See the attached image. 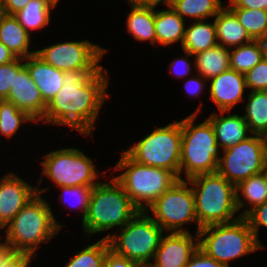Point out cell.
<instances>
[{"instance_id": "cell-49", "label": "cell", "mask_w": 267, "mask_h": 267, "mask_svg": "<svg viewBox=\"0 0 267 267\" xmlns=\"http://www.w3.org/2000/svg\"><path fill=\"white\" fill-rule=\"evenodd\" d=\"M139 267H159L158 265H156L154 262H143L139 264Z\"/></svg>"}, {"instance_id": "cell-12", "label": "cell", "mask_w": 267, "mask_h": 267, "mask_svg": "<svg viewBox=\"0 0 267 267\" xmlns=\"http://www.w3.org/2000/svg\"><path fill=\"white\" fill-rule=\"evenodd\" d=\"M217 172L237 186L241 181L265 170L267 163V137L253 135L248 139L221 150Z\"/></svg>"}, {"instance_id": "cell-30", "label": "cell", "mask_w": 267, "mask_h": 267, "mask_svg": "<svg viewBox=\"0 0 267 267\" xmlns=\"http://www.w3.org/2000/svg\"><path fill=\"white\" fill-rule=\"evenodd\" d=\"M230 69L246 74L263 59L262 48L258 40L229 49Z\"/></svg>"}, {"instance_id": "cell-42", "label": "cell", "mask_w": 267, "mask_h": 267, "mask_svg": "<svg viewBox=\"0 0 267 267\" xmlns=\"http://www.w3.org/2000/svg\"><path fill=\"white\" fill-rule=\"evenodd\" d=\"M208 81L205 78H203L201 75H198L197 77H192L187 79L185 81V91L192 96L198 97L201 95L202 90L205 88V82Z\"/></svg>"}, {"instance_id": "cell-22", "label": "cell", "mask_w": 267, "mask_h": 267, "mask_svg": "<svg viewBox=\"0 0 267 267\" xmlns=\"http://www.w3.org/2000/svg\"><path fill=\"white\" fill-rule=\"evenodd\" d=\"M154 24L156 32V45H170L183 42L186 31L185 19L181 18L172 8L157 11L154 9Z\"/></svg>"}, {"instance_id": "cell-7", "label": "cell", "mask_w": 267, "mask_h": 267, "mask_svg": "<svg viewBox=\"0 0 267 267\" xmlns=\"http://www.w3.org/2000/svg\"><path fill=\"white\" fill-rule=\"evenodd\" d=\"M198 248L229 267L230 261L263 247L257 242L248 221L241 217L230 223L202 227L198 233Z\"/></svg>"}, {"instance_id": "cell-34", "label": "cell", "mask_w": 267, "mask_h": 267, "mask_svg": "<svg viewBox=\"0 0 267 267\" xmlns=\"http://www.w3.org/2000/svg\"><path fill=\"white\" fill-rule=\"evenodd\" d=\"M63 193L60 195V199L64 197H67V195L71 198L69 200L63 201L62 202H71L72 208L79 207L81 208L80 210L83 211V216L82 220L85 218L88 210V205H89V199H90V194L92 191L93 187H83V186H73V187H66V186H61L59 187ZM64 195V196H63ZM72 196V197H71ZM74 198V199H73ZM70 205V204H69Z\"/></svg>"}, {"instance_id": "cell-41", "label": "cell", "mask_w": 267, "mask_h": 267, "mask_svg": "<svg viewBox=\"0 0 267 267\" xmlns=\"http://www.w3.org/2000/svg\"><path fill=\"white\" fill-rule=\"evenodd\" d=\"M103 267H139V263L121 257L115 254L112 250L106 253Z\"/></svg>"}, {"instance_id": "cell-21", "label": "cell", "mask_w": 267, "mask_h": 267, "mask_svg": "<svg viewBox=\"0 0 267 267\" xmlns=\"http://www.w3.org/2000/svg\"><path fill=\"white\" fill-rule=\"evenodd\" d=\"M0 42L4 44L16 58L26 59L36 53L29 51L30 33H28L13 15L2 18L0 23Z\"/></svg>"}, {"instance_id": "cell-1", "label": "cell", "mask_w": 267, "mask_h": 267, "mask_svg": "<svg viewBox=\"0 0 267 267\" xmlns=\"http://www.w3.org/2000/svg\"><path fill=\"white\" fill-rule=\"evenodd\" d=\"M108 83L105 68L65 71L63 86L47 104L43 122L93 135L100 109L109 98Z\"/></svg>"}, {"instance_id": "cell-47", "label": "cell", "mask_w": 267, "mask_h": 267, "mask_svg": "<svg viewBox=\"0 0 267 267\" xmlns=\"http://www.w3.org/2000/svg\"><path fill=\"white\" fill-rule=\"evenodd\" d=\"M258 41L262 48L263 59L267 60V35L263 38H260Z\"/></svg>"}, {"instance_id": "cell-8", "label": "cell", "mask_w": 267, "mask_h": 267, "mask_svg": "<svg viewBox=\"0 0 267 267\" xmlns=\"http://www.w3.org/2000/svg\"><path fill=\"white\" fill-rule=\"evenodd\" d=\"M181 120L158 127L125 152L137 163L163 168L180 179Z\"/></svg>"}, {"instance_id": "cell-26", "label": "cell", "mask_w": 267, "mask_h": 267, "mask_svg": "<svg viewBox=\"0 0 267 267\" xmlns=\"http://www.w3.org/2000/svg\"><path fill=\"white\" fill-rule=\"evenodd\" d=\"M194 66L198 74L209 81L224 71L230 69L229 49L217 45L194 55Z\"/></svg>"}, {"instance_id": "cell-6", "label": "cell", "mask_w": 267, "mask_h": 267, "mask_svg": "<svg viewBox=\"0 0 267 267\" xmlns=\"http://www.w3.org/2000/svg\"><path fill=\"white\" fill-rule=\"evenodd\" d=\"M114 169L125 170L114 178L140 211H146L157 198L180 180L169 170L137 163L125 151Z\"/></svg>"}, {"instance_id": "cell-38", "label": "cell", "mask_w": 267, "mask_h": 267, "mask_svg": "<svg viewBox=\"0 0 267 267\" xmlns=\"http://www.w3.org/2000/svg\"><path fill=\"white\" fill-rule=\"evenodd\" d=\"M33 256L25 253L8 252L0 261V267H29Z\"/></svg>"}, {"instance_id": "cell-2", "label": "cell", "mask_w": 267, "mask_h": 267, "mask_svg": "<svg viewBox=\"0 0 267 267\" xmlns=\"http://www.w3.org/2000/svg\"><path fill=\"white\" fill-rule=\"evenodd\" d=\"M47 190L48 188L37 187V194L4 228L6 231L4 243L9 252L33 256L41 243L49 242L63 227L56 221L49 203L40 195Z\"/></svg>"}, {"instance_id": "cell-37", "label": "cell", "mask_w": 267, "mask_h": 267, "mask_svg": "<svg viewBox=\"0 0 267 267\" xmlns=\"http://www.w3.org/2000/svg\"><path fill=\"white\" fill-rule=\"evenodd\" d=\"M244 218L248 221L257 242L264 248V245L259 240L260 238H258V230L260 226L267 227V201L255 207Z\"/></svg>"}, {"instance_id": "cell-43", "label": "cell", "mask_w": 267, "mask_h": 267, "mask_svg": "<svg viewBox=\"0 0 267 267\" xmlns=\"http://www.w3.org/2000/svg\"><path fill=\"white\" fill-rule=\"evenodd\" d=\"M229 8H246L267 10V0H229Z\"/></svg>"}, {"instance_id": "cell-45", "label": "cell", "mask_w": 267, "mask_h": 267, "mask_svg": "<svg viewBox=\"0 0 267 267\" xmlns=\"http://www.w3.org/2000/svg\"><path fill=\"white\" fill-rule=\"evenodd\" d=\"M133 1L134 3L141 5V6H145V7H149L152 9H155V7L162 2L163 4H165V6H167V8H171L173 5L174 0H130Z\"/></svg>"}, {"instance_id": "cell-52", "label": "cell", "mask_w": 267, "mask_h": 267, "mask_svg": "<svg viewBox=\"0 0 267 267\" xmlns=\"http://www.w3.org/2000/svg\"><path fill=\"white\" fill-rule=\"evenodd\" d=\"M264 173H265V175H266V177H267V163H266V166H265Z\"/></svg>"}, {"instance_id": "cell-44", "label": "cell", "mask_w": 267, "mask_h": 267, "mask_svg": "<svg viewBox=\"0 0 267 267\" xmlns=\"http://www.w3.org/2000/svg\"><path fill=\"white\" fill-rule=\"evenodd\" d=\"M31 0H2V6L7 15H14L22 10Z\"/></svg>"}, {"instance_id": "cell-16", "label": "cell", "mask_w": 267, "mask_h": 267, "mask_svg": "<svg viewBox=\"0 0 267 267\" xmlns=\"http://www.w3.org/2000/svg\"><path fill=\"white\" fill-rule=\"evenodd\" d=\"M7 100L26 112L36 123L44 118L47 104L25 65L15 74Z\"/></svg>"}, {"instance_id": "cell-18", "label": "cell", "mask_w": 267, "mask_h": 267, "mask_svg": "<svg viewBox=\"0 0 267 267\" xmlns=\"http://www.w3.org/2000/svg\"><path fill=\"white\" fill-rule=\"evenodd\" d=\"M227 111H219V114L212 113L206 119L211 123L217 144L222 150L235 146L238 143L248 139L250 130L243 116L237 114H224Z\"/></svg>"}, {"instance_id": "cell-51", "label": "cell", "mask_w": 267, "mask_h": 267, "mask_svg": "<svg viewBox=\"0 0 267 267\" xmlns=\"http://www.w3.org/2000/svg\"><path fill=\"white\" fill-rule=\"evenodd\" d=\"M54 9L60 0H46Z\"/></svg>"}, {"instance_id": "cell-29", "label": "cell", "mask_w": 267, "mask_h": 267, "mask_svg": "<svg viewBox=\"0 0 267 267\" xmlns=\"http://www.w3.org/2000/svg\"><path fill=\"white\" fill-rule=\"evenodd\" d=\"M52 6L46 0H31L22 10L13 16L29 33L42 29L50 23Z\"/></svg>"}, {"instance_id": "cell-31", "label": "cell", "mask_w": 267, "mask_h": 267, "mask_svg": "<svg viewBox=\"0 0 267 267\" xmlns=\"http://www.w3.org/2000/svg\"><path fill=\"white\" fill-rule=\"evenodd\" d=\"M35 122L26 112L8 100H0V134L12 137L22 123Z\"/></svg>"}, {"instance_id": "cell-25", "label": "cell", "mask_w": 267, "mask_h": 267, "mask_svg": "<svg viewBox=\"0 0 267 267\" xmlns=\"http://www.w3.org/2000/svg\"><path fill=\"white\" fill-rule=\"evenodd\" d=\"M132 10L127 16V31L137 41L149 40L156 46V32L154 24V9L138 5L128 0Z\"/></svg>"}, {"instance_id": "cell-17", "label": "cell", "mask_w": 267, "mask_h": 267, "mask_svg": "<svg viewBox=\"0 0 267 267\" xmlns=\"http://www.w3.org/2000/svg\"><path fill=\"white\" fill-rule=\"evenodd\" d=\"M209 80L210 99L216 104L218 111L229 112L244 100V91L247 89L244 74L228 69Z\"/></svg>"}, {"instance_id": "cell-35", "label": "cell", "mask_w": 267, "mask_h": 267, "mask_svg": "<svg viewBox=\"0 0 267 267\" xmlns=\"http://www.w3.org/2000/svg\"><path fill=\"white\" fill-rule=\"evenodd\" d=\"M22 60L24 59L16 58L10 63L0 65V100L8 99L15 74L24 66Z\"/></svg>"}, {"instance_id": "cell-5", "label": "cell", "mask_w": 267, "mask_h": 267, "mask_svg": "<svg viewBox=\"0 0 267 267\" xmlns=\"http://www.w3.org/2000/svg\"><path fill=\"white\" fill-rule=\"evenodd\" d=\"M200 111L198 108L181 120L180 180L182 172L188 180L199 174L215 173L218 169L220 147L211 123L205 119L194 126V120Z\"/></svg>"}, {"instance_id": "cell-50", "label": "cell", "mask_w": 267, "mask_h": 267, "mask_svg": "<svg viewBox=\"0 0 267 267\" xmlns=\"http://www.w3.org/2000/svg\"><path fill=\"white\" fill-rule=\"evenodd\" d=\"M5 11L3 9V6H2V0H0V23H1V20L2 18L5 16Z\"/></svg>"}, {"instance_id": "cell-13", "label": "cell", "mask_w": 267, "mask_h": 267, "mask_svg": "<svg viewBox=\"0 0 267 267\" xmlns=\"http://www.w3.org/2000/svg\"><path fill=\"white\" fill-rule=\"evenodd\" d=\"M108 52L102 46L88 40L66 41L37 49L36 54L49 65L65 71L102 69L100 61Z\"/></svg>"}, {"instance_id": "cell-14", "label": "cell", "mask_w": 267, "mask_h": 267, "mask_svg": "<svg viewBox=\"0 0 267 267\" xmlns=\"http://www.w3.org/2000/svg\"><path fill=\"white\" fill-rule=\"evenodd\" d=\"M37 194L34 187L11 172L0 180V230Z\"/></svg>"}, {"instance_id": "cell-36", "label": "cell", "mask_w": 267, "mask_h": 267, "mask_svg": "<svg viewBox=\"0 0 267 267\" xmlns=\"http://www.w3.org/2000/svg\"><path fill=\"white\" fill-rule=\"evenodd\" d=\"M246 87L253 91L267 89V60L262 59L245 74Z\"/></svg>"}, {"instance_id": "cell-28", "label": "cell", "mask_w": 267, "mask_h": 267, "mask_svg": "<svg viewBox=\"0 0 267 267\" xmlns=\"http://www.w3.org/2000/svg\"><path fill=\"white\" fill-rule=\"evenodd\" d=\"M223 7L221 0H174L171 8L183 19L198 21L215 17Z\"/></svg>"}, {"instance_id": "cell-46", "label": "cell", "mask_w": 267, "mask_h": 267, "mask_svg": "<svg viewBox=\"0 0 267 267\" xmlns=\"http://www.w3.org/2000/svg\"><path fill=\"white\" fill-rule=\"evenodd\" d=\"M15 59V55L0 42V65L10 63Z\"/></svg>"}, {"instance_id": "cell-24", "label": "cell", "mask_w": 267, "mask_h": 267, "mask_svg": "<svg viewBox=\"0 0 267 267\" xmlns=\"http://www.w3.org/2000/svg\"><path fill=\"white\" fill-rule=\"evenodd\" d=\"M218 45L216 28L213 23L198 20L186 27L182 50L192 55L206 51Z\"/></svg>"}, {"instance_id": "cell-27", "label": "cell", "mask_w": 267, "mask_h": 267, "mask_svg": "<svg viewBox=\"0 0 267 267\" xmlns=\"http://www.w3.org/2000/svg\"><path fill=\"white\" fill-rule=\"evenodd\" d=\"M245 115L250 134L267 137V96L264 91H249Z\"/></svg>"}, {"instance_id": "cell-11", "label": "cell", "mask_w": 267, "mask_h": 267, "mask_svg": "<svg viewBox=\"0 0 267 267\" xmlns=\"http://www.w3.org/2000/svg\"><path fill=\"white\" fill-rule=\"evenodd\" d=\"M41 161L42 175L49 177L57 187H94L98 173L92 159L76 148H63L45 154Z\"/></svg>"}, {"instance_id": "cell-39", "label": "cell", "mask_w": 267, "mask_h": 267, "mask_svg": "<svg viewBox=\"0 0 267 267\" xmlns=\"http://www.w3.org/2000/svg\"><path fill=\"white\" fill-rule=\"evenodd\" d=\"M185 267H225L215 259L206 255L201 249H197Z\"/></svg>"}, {"instance_id": "cell-9", "label": "cell", "mask_w": 267, "mask_h": 267, "mask_svg": "<svg viewBox=\"0 0 267 267\" xmlns=\"http://www.w3.org/2000/svg\"><path fill=\"white\" fill-rule=\"evenodd\" d=\"M119 234L108 233L102 238L108 239L110 250L115 254L140 264L153 259L164 230L148 212L140 211L120 229Z\"/></svg>"}, {"instance_id": "cell-19", "label": "cell", "mask_w": 267, "mask_h": 267, "mask_svg": "<svg viewBox=\"0 0 267 267\" xmlns=\"http://www.w3.org/2000/svg\"><path fill=\"white\" fill-rule=\"evenodd\" d=\"M24 65L38 87L43 101L48 104L63 86L64 72L57 69L36 53L24 59Z\"/></svg>"}, {"instance_id": "cell-32", "label": "cell", "mask_w": 267, "mask_h": 267, "mask_svg": "<svg viewBox=\"0 0 267 267\" xmlns=\"http://www.w3.org/2000/svg\"><path fill=\"white\" fill-rule=\"evenodd\" d=\"M110 250L108 239L102 238L82 249L65 267H103L106 253Z\"/></svg>"}, {"instance_id": "cell-15", "label": "cell", "mask_w": 267, "mask_h": 267, "mask_svg": "<svg viewBox=\"0 0 267 267\" xmlns=\"http://www.w3.org/2000/svg\"><path fill=\"white\" fill-rule=\"evenodd\" d=\"M170 232L162 236L153 260L159 267H185L198 249V234Z\"/></svg>"}, {"instance_id": "cell-48", "label": "cell", "mask_w": 267, "mask_h": 267, "mask_svg": "<svg viewBox=\"0 0 267 267\" xmlns=\"http://www.w3.org/2000/svg\"><path fill=\"white\" fill-rule=\"evenodd\" d=\"M8 252H9V250L7 249L6 244L4 242L0 241V261Z\"/></svg>"}, {"instance_id": "cell-10", "label": "cell", "mask_w": 267, "mask_h": 267, "mask_svg": "<svg viewBox=\"0 0 267 267\" xmlns=\"http://www.w3.org/2000/svg\"><path fill=\"white\" fill-rule=\"evenodd\" d=\"M189 185L185 179L178 180L146 210V212L152 211L151 218L164 231L189 232L182 226L190 222L197 223L195 233L198 234L201 230L195 211L194 194Z\"/></svg>"}, {"instance_id": "cell-23", "label": "cell", "mask_w": 267, "mask_h": 267, "mask_svg": "<svg viewBox=\"0 0 267 267\" xmlns=\"http://www.w3.org/2000/svg\"><path fill=\"white\" fill-rule=\"evenodd\" d=\"M241 197L251 206L248 210H243V212L239 214L241 217H245L255 207L262 205L267 201V177L264 171L252 175L236 186V204L238 211L243 207H248Z\"/></svg>"}, {"instance_id": "cell-20", "label": "cell", "mask_w": 267, "mask_h": 267, "mask_svg": "<svg viewBox=\"0 0 267 267\" xmlns=\"http://www.w3.org/2000/svg\"><path fill=\"white\" fill-rule=\"evenodd\" d=\"M214 18L218 45L232 49L253 41L228 6H224Z\"/></svg>"}, {"instance_id": "cell-4", "label": "cell", "mask_w": 267, "mask_h": 267, "mask_svg": "<svg viewBox=\"0 0 267 267\" xmlns=\"http://www.w3.org/2000/svg\"><path fill=\"white\" fill-rule=\"evenodd\" d=\"M195 198V211L201 227L230 223L241 218L236 204V186L218 172L188 179ZM233 218V219H232Z\"/></svg>"}, {"instance_id": "cell-3", "label": "cell", "mask_w": 267, "mask_h": 267, "mask_svg": "<svg viewBox=\"0 0 267 267\" xmlns=\"http://www.w3.org/2000/svg\"><path fill=\"white\" fill-rule=\"evenodd\" d=\"M139 212L114 177L109 182L99 181L90 194L87 214L82 220L83 232L91 236L115 226L121 229Z\"/></svg>"}, {"instance_id": "cell-40", "label": "cell", "mask_w": 267, "mask_h": 267, "mask_svg": "<svg viewBox=\"0 0 267 267\" xmlns=\"http://www.w3.org/2000/svg\"><path fill=\"white\" fill-rule=\"evenodd\" d=\"M185 52V57L181 56L180 58H176L175 60H173V62H171L170 64V73L174 76H176L177 78H184L185 76H187L190 71H191V63L190 61L188 60V57H192L194 55L190 54L189 52L187 51H184ZM182 67V68H181ZM176 68V69H175ZM179 70H178V69Z\"/></svg>"}, {"instance_id": "cell-33", "label": "cell", "mask_w": 267, "mask_h": 267, "mask_svg": "<svg viewBox=\"0 0 267 267\" xmlns=\"http://www.w3.org/2000/svg\"><path fill=\"white\" fill-rule=\"evenodd\" d=\"M253 40L267 35V10L230 8Z\"/></svg>"}]
</instances>
